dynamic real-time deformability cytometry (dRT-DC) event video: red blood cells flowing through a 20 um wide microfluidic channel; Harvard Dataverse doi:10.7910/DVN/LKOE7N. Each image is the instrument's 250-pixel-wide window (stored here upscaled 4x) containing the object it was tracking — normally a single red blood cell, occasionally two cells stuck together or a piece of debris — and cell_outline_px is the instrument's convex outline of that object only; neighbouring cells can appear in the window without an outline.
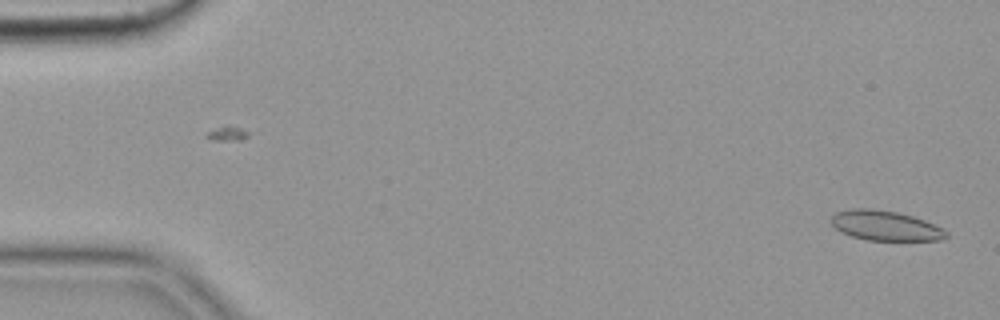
{"species": "common noctule bat (a hibernating species)", "species_latin": "Nyctalus noctula", "temperature_condition": "cold", "stored_images_in_passage": 54, "camera_frame_rate_fps": 3000, "um_per_image_px": 0.085, "animal": {"sex": "female", "body_mass_g": 19.9}, "frame": {"image": 1, "passage_image": 1, "time_ms": 0.0, "image_size_px": [1000, 320], "cell_outline_px": [[948, 236], [940, 240], [868, 240], [852, 236], [840, 232], [832, 224], [832, 216], [836, 212], [852, 208], [868, 208], [896, 212], [912, 216], [924, 220], [944, 228], [948, 232]], "centroid_in_image_um": [75.27, 19.18], "position_along_channel_um": 9.7, "area_um2": 19.94}}
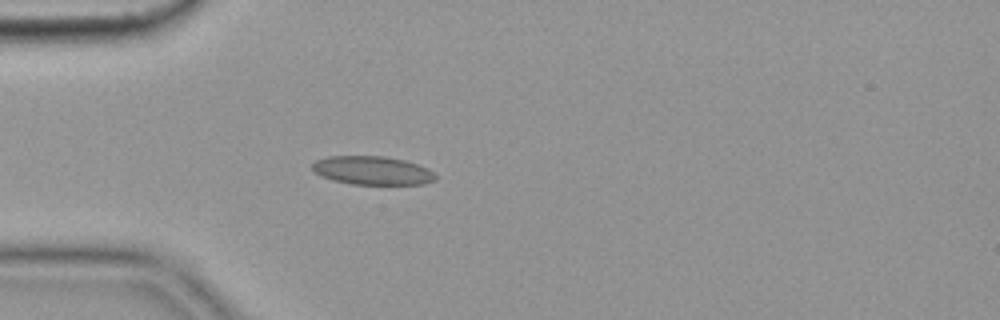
{"frame": {"image": 2, "passage_image": 15, "time_ms": 4.667, "image_size_px": [1000, 320], "cell_outline_px": [[436, 180], [424, 184], [352, 184], [332, 180], [316, 172], [312, 168], [312, 164], [316, 160], [328, 156], [384, 156], [404, 160], [428, 168], [436, 176]], "centroid_in_image_um": [31.66, 14.49], "position_along_channel_um": 53.3, "area_um2": 20.35}}
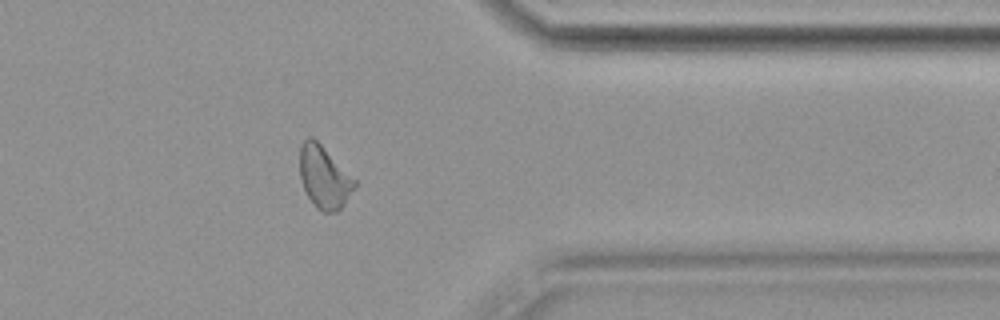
{"frame": {"image": 3, "passage_image": 44, "time_ms": 14.333, "image_size_px": [1000, 320], "cell_outline_px": [[356, 188], [344, 204], [336, 212], [320, 212], [316, 208], [308, 196], [300, 180], [300, 148], [304, 140], [308, 136], [312, 136], [356, 180]], "centroid_in_image_um": [27.55, 15.08], "position_along_channel_um": 383.8, "area_um2": 19.83}, "authors_computed_cell_mechanics": {"area_um2": 20.1433, "velocity_mm_per_s": 3.6203, "shape_relaxation_time_tau1_ms": null, "shape_relaxation_time_tau2_ms": 5.1373, "deformation_change_tau1": null, "deformation_change_tau2": 0.1056}}